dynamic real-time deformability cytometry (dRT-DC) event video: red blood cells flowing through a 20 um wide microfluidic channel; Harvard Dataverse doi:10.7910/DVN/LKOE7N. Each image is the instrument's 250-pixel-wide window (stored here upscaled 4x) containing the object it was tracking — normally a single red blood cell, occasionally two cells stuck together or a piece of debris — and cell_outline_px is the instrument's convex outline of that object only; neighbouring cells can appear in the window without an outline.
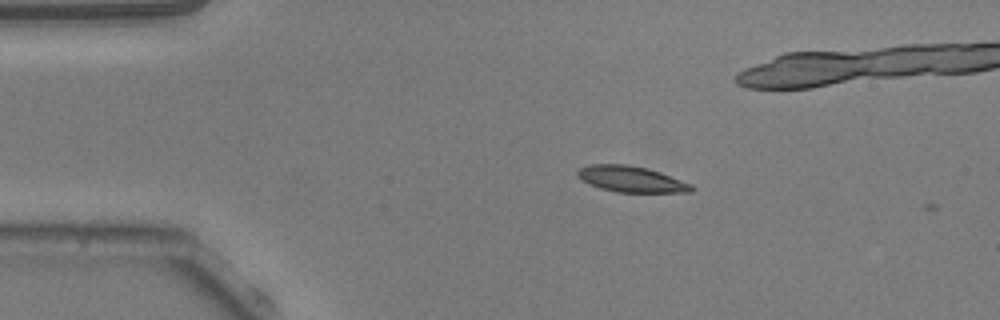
{"species": "common noctule bat (a hibernating species)", "species_latin": "Nyctalus noctula", "temperature_condition": "warm", "stored_images_in_passage": 3, "camera_frame_rate_fps": 3000, "um_per_image_px": 0.085, "animal": {"sex": "male", "body_mass_g": 20.5, "forearm_length_mm": 52.5}, "frame": {"image": 1, "passage_image": 2, "time_ms": 0.333, "image_size_px": [1000, 320], "cell_outline_px": [[696, 188], [692, 192], [616, 192], [600, 188], [588, 184], [576, 176], [576, 172], [580, 168], [592, 164], [628, 164], [648, 168], [660, 172], [692, 184]], "centroid_in_image_um": [53.65, 15.22], "position_along_channel_um": 31.3, "area_um2": 17.4}}